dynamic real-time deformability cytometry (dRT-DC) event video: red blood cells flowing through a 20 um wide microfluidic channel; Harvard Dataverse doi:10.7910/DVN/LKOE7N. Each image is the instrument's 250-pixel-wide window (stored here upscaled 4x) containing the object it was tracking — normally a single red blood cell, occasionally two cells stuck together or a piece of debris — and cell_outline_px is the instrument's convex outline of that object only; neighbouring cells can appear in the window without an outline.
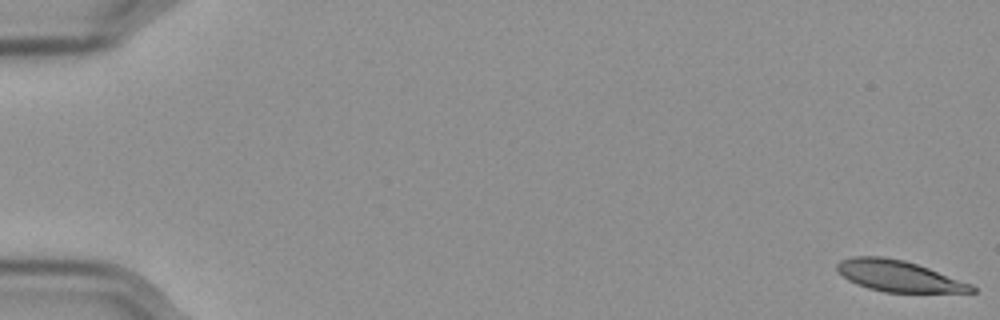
{"species": "Egyptian fruit bat (a non-hibernating species)", "species_latin": "Rousettus aegyptiacus", "temperature_condition": "cold", "stored_images_in_passage": 58, "camera_frame_rate_fps": 3000, "um_per_image_px": 0.085, "frame": {"image": 1, "passage_image": 1, "time_ms": 0.0, "image_size_px": [1000, 320], "cell_outline_px": [[976, 292], [884, 292], [868, 288], [856, 284], [848, 280], [836, 272], [836, 264], [840, 260], [852, 256], [880, 256], [904, 260], [928, 268], [972, 284], [976, 288]], "centroid_in_image_um": [76.33, 23.46], "position_along_channel_um": 8.7, "area_um2": 24.39}}
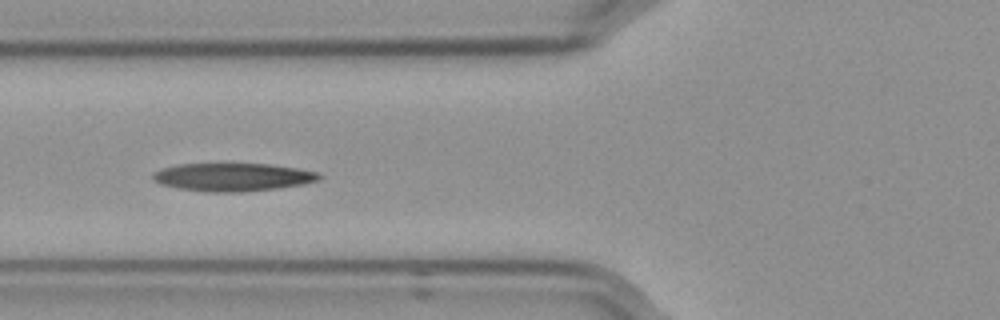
{"frame": {"image": 2, "passage_image": 23, "time_ms": 7.333, "image_size_px": [1000, 320], "cell_outline_px": [[324, 176], [320, 180], [304, 184], [276, 188], [240, 192], [208, 192], [180, 188], [160, 184], [152, 180], [152, 172], [160, 168], [176, 164], [272, 164], [300, 168], [320, 172]], "centroid_in_image_um": [19.81, 15.04], "position_along_channel_um": 106.0, "area_um2": 27.51}}
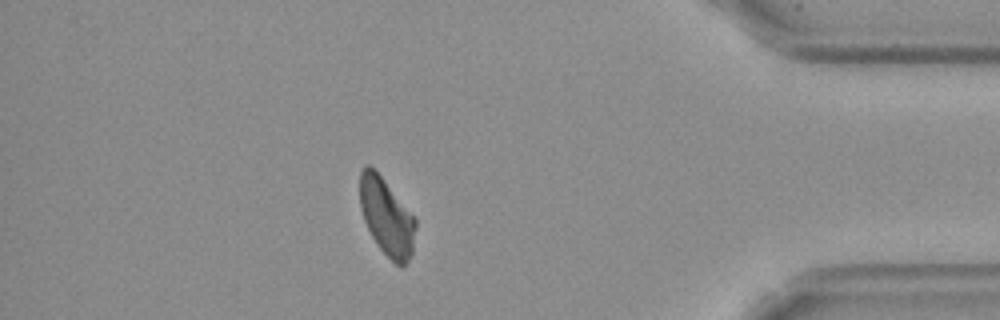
{"frame": {"image": 3, "passage_image": 51, "time_ms": 16.667, "image_size_px": [1000, 320], "cell_outline_px": [[416, 228], [412, 252], [408, 260], [400, 268], [380, 248], [372, 236], [364, 220], [360, 208], [360, 172], [364, 164], [368, 164], [384, 180], [416, 220]], "centroid_in_image_um": [32.85, 18.44], "position_along_channel_um": 402.4, "area_um2": 24.51}}